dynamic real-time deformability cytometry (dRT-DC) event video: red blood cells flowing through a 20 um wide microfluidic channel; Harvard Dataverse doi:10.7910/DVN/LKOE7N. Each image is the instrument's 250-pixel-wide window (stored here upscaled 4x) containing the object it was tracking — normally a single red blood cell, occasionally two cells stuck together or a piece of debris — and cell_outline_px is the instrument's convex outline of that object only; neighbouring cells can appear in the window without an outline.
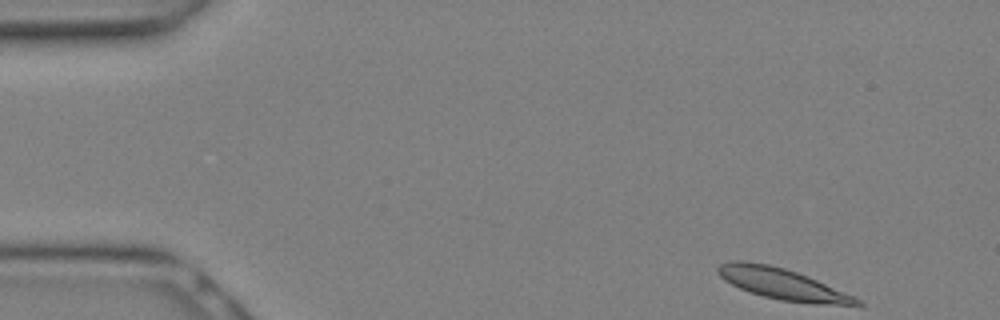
{"species": "Egyptian fruit bat (a non-hibernating species)", "species_latin": "Rousettus aegyptiacus", "temperature_condition": "warm", "stored_images_in_passage": 12, "camera_frame_rate_fps": 3000, "um_per_image_px": 0.085, "animal": {"sex": "female"}, "frame": {"image": 1, "passage_image": 1, "time_ms": 0.0, "image_size_px": [1000, 320], "cell_outline_px": [[864, 304], [816, 304], [780, 300], [748, 292], [724, 280], [716, 272], [716, 268], [720, 264], [732, 260], [744, 260], [768, 264], [784, 268], [808, 276], [852, 296], [860, 300]], "centroid_in_image_um": [66.4, 24.11], "position_along_channel_um": 18.6, "area_um2": 24.8}}
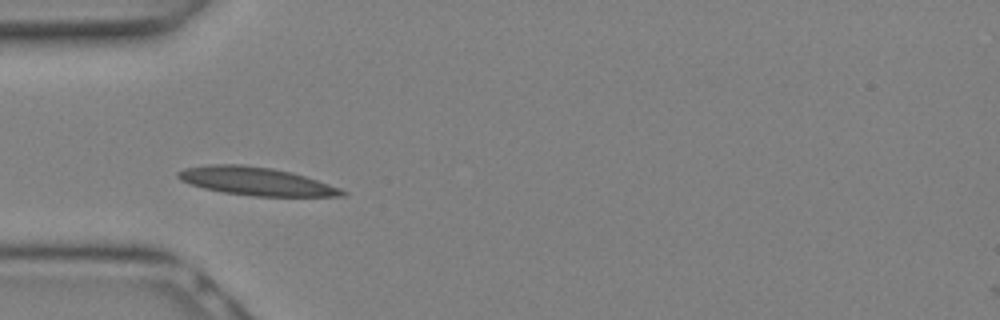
{"frame": {"image": 2, "passage_image": 7, "time_ms": 2.0, "image_size_px": [1000, 320], "cell_outline_px": [[348, 192], [344, 196], [252, 196], [224, 192], [204, 188], [180, 180], [176, 176], [176, 172], [184, 168], [208, 164], [240, 164], [272, 168], [292, 172], [340, 188]], "centroid_in_image_um": [21.73, 15.4], "position_along_channel_um": 63.3, "area_um2": 26.76}}
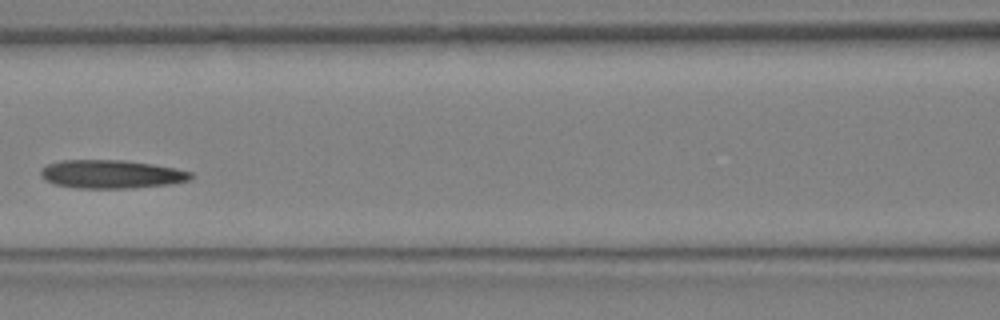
{"frame": {"image": 3, "passage_image": 11, "time_ms": 3.333, "image_size_px": [1000, 320], "cell_outline_px": [[196, 176], [192, 180], [172, 184], [132, 188], [76, 188], [56, 184], [44, 180], [40, 176], [40, 168], [48, 164], [60, 160], [124, 160], [152, 164], [176, 168], [192, 172]], "centroid_in_image_um": [9.5, 14.8], "position_along_channel_um": 157.1, "area_um2": 25.2}}